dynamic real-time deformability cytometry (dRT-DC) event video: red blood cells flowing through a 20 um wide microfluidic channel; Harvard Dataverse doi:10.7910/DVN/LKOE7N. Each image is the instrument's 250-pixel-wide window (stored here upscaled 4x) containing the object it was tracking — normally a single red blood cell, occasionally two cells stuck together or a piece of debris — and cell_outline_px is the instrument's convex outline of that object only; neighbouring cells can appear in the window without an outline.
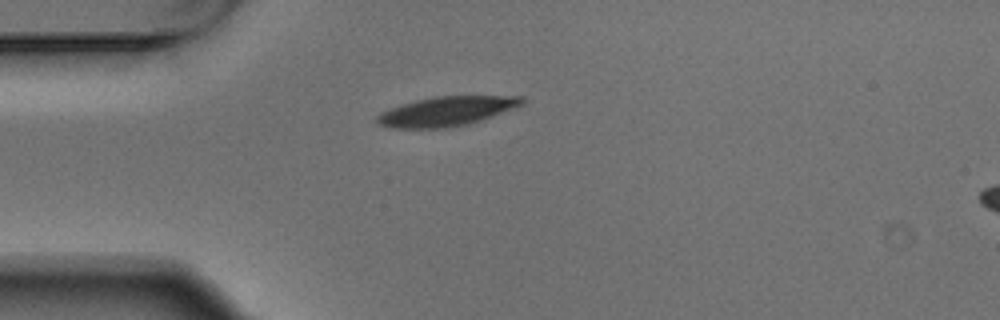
{"species": "Egyptian fruit bat (a non-hibernating species)", "species_latin": "Rousettus aegyptiacus", "temperature_condition": "warm", "stored_images_in_passage": 3, "camera_frame_rate_fps": 3000, "um_per_image_px": 0.085, "animal": {"sex": "male"}, "frame": {"image": 1, "passage_image": 1, "time_ms": 0.0, "image_size_px": [1000, 320], "cell_outline_px": [[524, 104], [492, 116], [468, 124], [452, 128], [392, 128], [380, 124], [376, 120], [376, 116], [380, 112], [416, 100], [436, 96], [524, 96]], "centroid_in_image_um": [37.97, 9.46], "position_along_channel_um": 47.0, "area_um2": 24.68}}
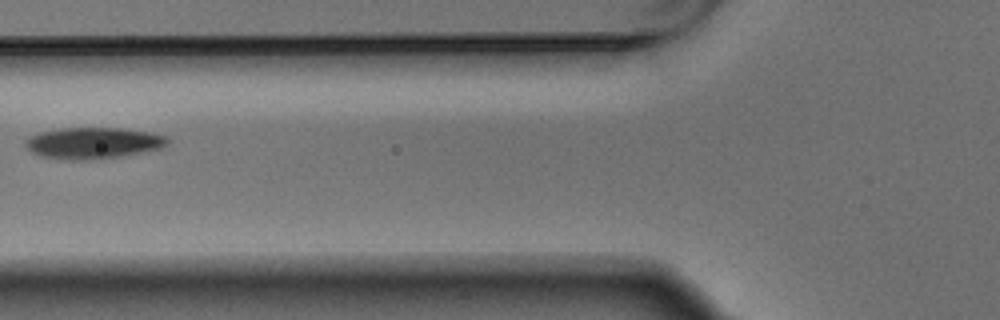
{"frame": {"image": 2, "passage_image": 3, "time_ms": 0.667, "image_size_px": [1000, 320], "cell_outline_px": [[168, 144], [164, 148], [120, 156], [88, 160], [72, 160], [40, 156], [32, 152], [24, 144], [24, 140], [40, 132], [60, 128], [120, 128], [148, 132], [168, 136]], "centroid_in_image_um": [7.93, 12.15], "position_along_channel_um": 117.9, "area_um2": 25.89}}